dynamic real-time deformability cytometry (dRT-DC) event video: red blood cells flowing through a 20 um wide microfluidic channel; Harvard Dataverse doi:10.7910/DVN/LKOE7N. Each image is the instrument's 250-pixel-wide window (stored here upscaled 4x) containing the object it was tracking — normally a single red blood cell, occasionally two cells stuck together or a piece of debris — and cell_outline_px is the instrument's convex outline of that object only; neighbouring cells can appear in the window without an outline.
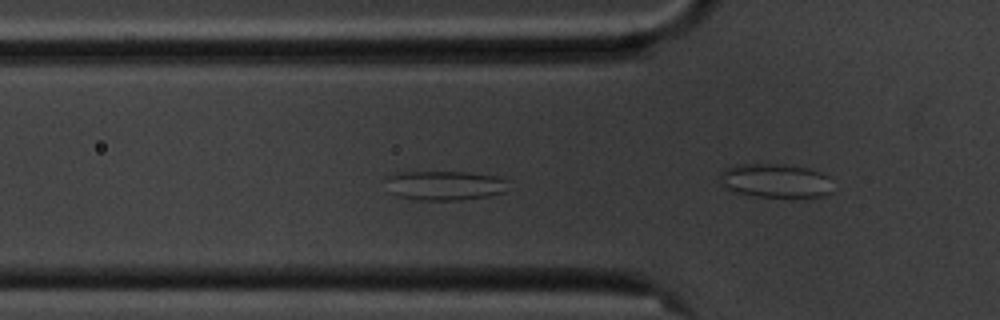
{"species": "common noctule bat (a hibernating species)", "species_latin": "Nyctalus noctula", "temperature_condition": "cold", "stored_images_in_passage": 39, "camera_frame_rate_fps": 3000, "um_per_image_px": 0.085, "animal": {"sex": "male", "body_mass_g": 20.1, "forearm_length_mm": 53.5}, "frame": {"image": 1, "passage_image": 9, "time_ms": 2.667, "image_size_px": [1000, 320], "cell_outline_px": [[508, 180], [504, 192], [488, 196], [464, 200], [420, 200], [396, 196], [388, 192], [384, 180], [384, 176], [396, 172], [464, 172], [496, 176]], "centroid_in_image_um": [37.71, 15.76], "position_along_channel_um": 88.1, "area_um2": 21.39}}
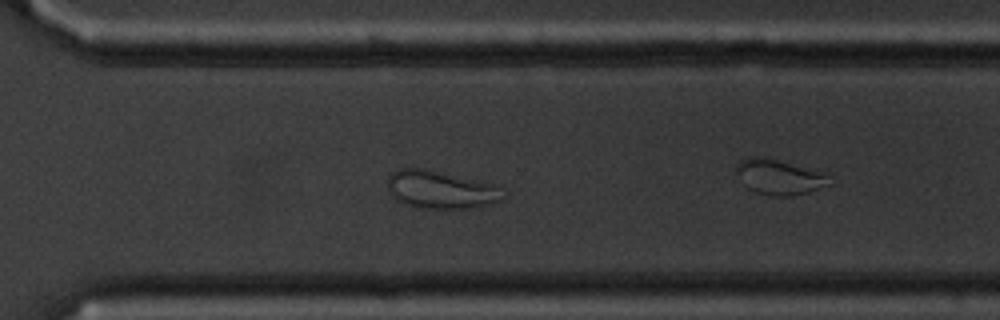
{"frame": {"image": 2, "passage_image": 30, "time_ms": 9.667, "image_size_px": [1000, 320], "cell_outline_px": [[508, 196], [504, 200], [488, 204], [468, 208], [416, 208], [404, 204], [396, 200], [388, 192], [388, 176], [392, 172], [400, 168], [424, 168], [496, 184]], "centroid_in_image_um": [37.47, 16.12], "position_along_channel_um": 333.1, "area_um2": 25.84}}
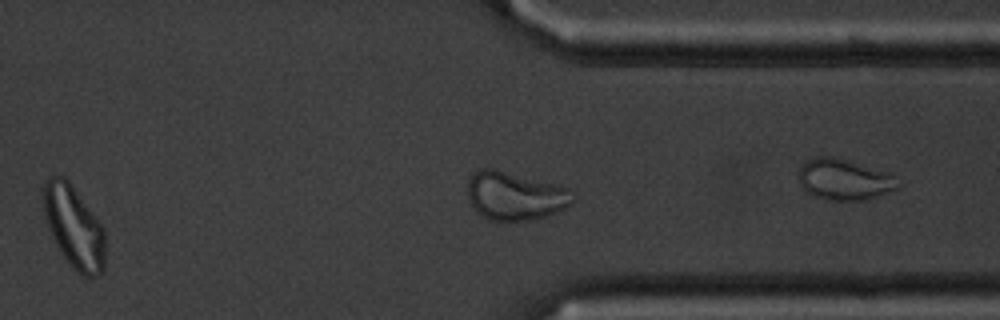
{"frame": {"image": 3, "passage_image": 33, "time_ms": 10.667, "image_size_px": [1000, 320], "cell_outline_px": [[104, 272], [100, 276], [80, 276], [72, 268], [56, 244], [48, 228], [44, 216], [44, 180], [52, 176], [64, 176], [68, 180], [104, 228]], "centroid_in_image_um": [6.29, 19.32], "position_along_channel_um": 405.1, "area_um2": 29.42}, "authors_computed_cell_mechanics": {"area_um2": 21.386, "velocity_mm_per_s": 3.5102, "shape_relaxation_time_tau1_ms": null, "shape_relaxation_time_tau2_ms": 1.5302, "deformation_change_tau1": null, "deformation_change_tau2": 0.0578}}